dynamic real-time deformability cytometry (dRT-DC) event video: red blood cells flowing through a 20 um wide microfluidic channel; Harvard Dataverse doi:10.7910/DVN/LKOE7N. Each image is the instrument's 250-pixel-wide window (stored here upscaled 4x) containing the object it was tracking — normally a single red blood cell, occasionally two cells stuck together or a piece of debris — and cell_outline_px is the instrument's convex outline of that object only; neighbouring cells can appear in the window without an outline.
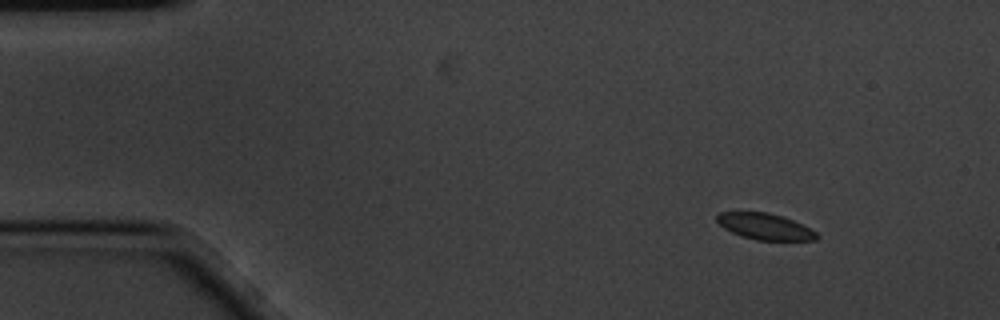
{"species": "common noctule bat (a hibernating species)", "species_latin": "Nyctalus noctula", "temperature_condition": "cold", "stored_images_in_passage": 4, "camera_frame_rate_fps": 3000, "um_per_image_px": 0.085, "animal": {"sex": "male", "body_mass_g": 20.1, "forearm_length_mm": 53.5}, "frame": {"image": 1, "passage_image": 1, "time_ms": 0.0, "image_size_px": [1000, 320], "cell_outline_px": [[820, 236], [816, 240], [756, 240], [740, 236], [724, 228], [716, 220], [716, 216], [720, 212], [768, 212], [784, 216], [816, 232]], "centroid_in_image_um": [65.01, 19.25], "position_along_channel_um": 20.0, "area_um2": 15.2}}
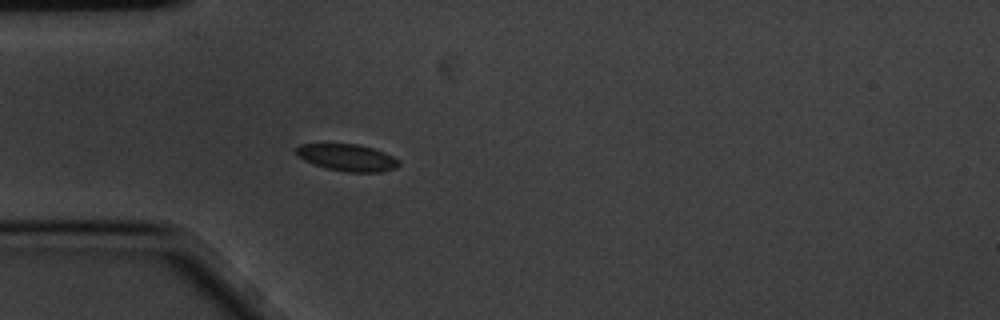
{"frame": {"image": 2, "passage_image": 4, "time_ms": 1.0, "image_size_px": [1000, 320], "cell_outline_px": [[400, 164], [396, 168], [380, 172], [344, 172], [328, 168], [304, 160], [296, 152], [296, 148], [300, 144], [356, 144], [372, 148], [384, 152], [400, 160]], "centroid_in_image_um": [29.56, 13.4], "position_along_channel_um": 55.4, "area_um2": 15.9}}